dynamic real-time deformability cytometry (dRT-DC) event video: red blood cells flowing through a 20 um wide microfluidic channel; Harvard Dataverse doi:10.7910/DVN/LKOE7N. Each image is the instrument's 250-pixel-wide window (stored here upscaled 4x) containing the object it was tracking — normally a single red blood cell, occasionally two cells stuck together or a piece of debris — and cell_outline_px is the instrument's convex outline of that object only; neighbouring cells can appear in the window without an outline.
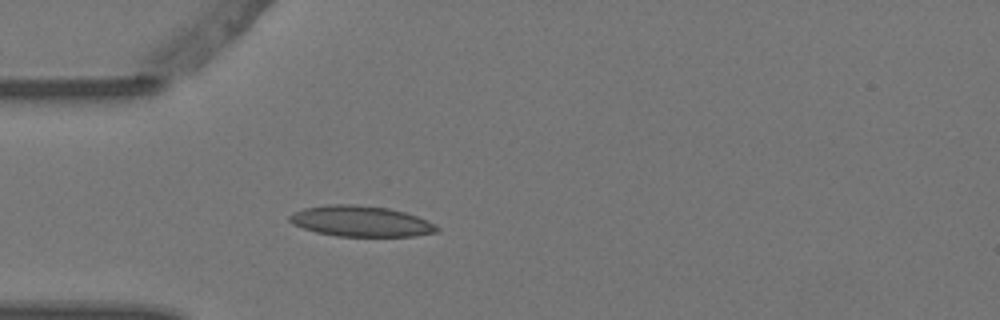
{"species": "Egyptian fruit bat (a non-hibernating species)", "species_latin": "Rousettus aegyptiacus", "temperature_condition": "warm", "stored_images_in_passage": 4, "camera_frame_rate_fps": 3000, "um_per_image_px": 0.085, "animal": {"sex": "female"}, "frame": {"image": 1, "passage_image": 4, "time_ms": 1.0, "image_size_px": [1000, 320], "cell_outline_px": [[440, 232], [416, 236], [336, 236], [316, 232], [292, 224], [288, 220], [288, 216], [292, 212], [304, 208], [332, 204], [352, 204], [388, 208], [404, 212], [428, 220], [436, 224], [440, 228]], "centroid_in_image_um": [30.69, 18.81], "position_along_channel_um": 54.3, "area_um2": 26.53}}